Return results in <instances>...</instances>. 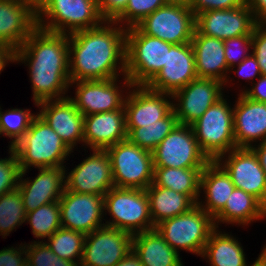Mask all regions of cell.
I'll use <instances>...</instances> for the list:
<instances>
[{
    "mask_svg": "<svg viewBox=\"0 0 266 266\" xmlns=\"http://www.w3.org/2000/svg\"><path fill=\"white\" fill-rule=\"evenodd\" d=\"M70 81L126 76V28L115 21L68 35Z\"/></svg>",
    "mask_w": 266,
    "mask_h": 266,
    "instance_id": "obj_1",
    "label": "cell"
},
{
    "mask_svg": "<svg viewBox=\"0 0 266 266\" xmlns=\"http://www.w3.org/2000/svg\"><path fill=\"white\" fill-rule=\"evenodd\" d=\"M68 54V34L49 32L39 27L14 51V63L28 66L36 107L39 102L69 96L66 95L71 90Z\"/></svg>",
    "mask_w": 266,
    "mask_h": 266,
    "instance_id": "obj_2",
    "label": "cell"
},
{
    "mask_svg": "<svg viewBox=\"0 0 266 266\" xmlns=\"http://www.w3.org/2000/svg\"><path fill=\"white\" fill-rule=\"evenodd\" d=\"M12 149L18 158L21 172H28L31 167H65V160H69L68 157L73 153L38 114Z\"/></svg>",
    "mask_w": 266,
    "mask_h": 266,
    "instance_id": "obj_3",
    "label": "cell"
},
{
    "mask_svg": "<svg viewBox=\"0 0 266 266\" xmlns=\"http://www.w3.org/2000/svg\"><path fill=\"white\" fill-rule=\"evenodd\" d=\"M104 21L97 0H44L37 8V27L54 33L69 35Z\"/></svg>",
    "mask_w": 266,
    "mask_h": 266,
    "instance_id": "obj_4",
    "label": "cell"
},
{
    "mask_svg": "<svg viewBox=\"0 0 266 266\" xmlns=\"http://www.w3.org/2000/svg\"><path fill=\"white\" fill-rule=\"evenodd\" d=\"M172 45L144 34L137 26L126 28V76L131 84L146 86L166 64Z\"/></svg>",
    "mask_w": 266,
    "mask_h": 266,
    "instance_id": "obj_5",
    "label": "cell"
},
{
    "mask_svg": "<svg viewBox=\"0 0 266 266\" xmlns=\"http://www.w3.org/2000/svg\"><path fill=\"white\" fill-rule=\"evenodd\" d=\"M105 215H110L104 220L105 226L133 235L155 228L146 190L112 187L104 195Z\"/></svg>",
    "mask_w": 266,
    "mask_h": 266,
    "instance_id": "obj_6",
    "label": "cell"
},
{
    "mask_svg": "<svg viewBox=\"0 0 266 266\" xmlns=\"http://www.w3.org/2000/svg\"><path fill=\"white\" fill-rule=\"evenodd\" d=\"M155 228L179 254L184 250L201 257L216 226L214 218L196 204L188 212L161 221Z\"/></svg>",
    "mask_w": 266,
    "mask_h": 266,
    "instance_id": "obj_7",
    "label": "cell"
},
{
    "mask_svg": "<svg viewBox=\"0 0 266 266\" xmlns=\"http://www.w3.org/2000/svg\"><path fill=\"white\" fill-rule=\"evenodd\" d=\"M223 96L191 124L201 150L211 161L236 148L233 105Z\"/></svg>",
    "mask_w": 266,
    "mask_h": 266,
    "instance_id": "obj_8",
    "label": "cell"
},
{
    "mask_svg": "<svg viewBox=\"0 0 266 266\" xmlns=\"http://www.w3.org/2000/svg\"><path fill=\"white\" fill-rule=\"evenodd\" d=\"M112 167L114 186L146 190L153 182L152 152L128 139L106 149Z\"/></svg>",
    "mask_w": 266,
    "mask_h": 266,
    "instance_id": "obj_9",
    "label": "cell"
},
{
    "mask_svg": "<svg viewBox=\"0 0 266 266\" xmlns=\"http://www.w3.org/2000/svg\"><path fill=\"white\" fill-rule=\"evenodd\" d=\"M120 78L122 80H119ZM117 82L119 83L117 84ZM132 86L127 76L105 80L74 81L70 82V88L74 87L75 96L72 97L70 95L69 98L84 116L110 112L117 109H124L125 99L128 94L127 91Z\"/></svg>",
    "mask_w": 266,
    "mask_h": 266,
    "instance_id": "obj_10",
    "label": "cell"
},
{
    "mask_svg": "<svg viewBox=\"0 0 266 266\" xmlns=\"http://www.w3.org/2000/svg\"><path fill=\"white\" fill-rule=\"evenodd\" d=\"M154 167L205 168L211 161L201 150L191 125L178 124L152 151Z\"/></svg>",
    "mask_w": 266,
    "mask_h": 266,
    "instance_id": "obj_11",
    "label": "cell"
},
{
    "mask_svg": "<svg viewBox=\"0 0 266 266\" xmlns=\"http://www.w3.org/2000/svg\"><path fill=\"white\" fill-rule=\"evenodd\" d=\"M144 34L171 44L190 43L195 14L189 6L166 3L136 25Z\"/></svg>",
    "mask_w": 266,
    "mask_h": 266,
    "instance_id": "obj_12",
    "label": "cell"
},
{
    "mask_svg": "<svg viewBox=\"0 0 266 266\" xmlns=\"http://www.w3.org/2000/svg\"><path fill=\"white\" fill-rule=\"evenodd\" d=\"M133 234L103 226L86 234L79 266H115L131 250Z\"/></svg>",
    "mask_w": 266,
    "mask_h": 266,
    "instance_id": "obj_13",
    "label": "cell"
},
{
    "mask_svg": "<svg viewBox=\"0 0 266 266\" xmlns=\"http://www.w3.org/2000/svg\"><path fill=\"white\" fill-rule=\"evenodd\" d=\"M230 176L235 188L256 197L266 207V173L251 148H235L215 160Z\"/></svg>",
    "mask_w": 266,
    "mask_h": 266,
    "instance_id": "obj_14",
    "label": "cell"
},
{
    "mask_svg": "<svg viewBox=\"0 0 266 266\" xmlns=\"http://www.w3.org/2000/svg\"><path fill=\"white\" fill-rule=\"evenodd\" d=\"M224 93V83L211 78H196L172 94L173 110L182 125H191Z\"/></svg>",
    "mask_w": 266,
    "mask_h": 266,
    "instance_id": "obj_15",
    "label": "cell"
},
{
    "mask_svg": "<svg viewBox=\"0 0 266 266\" xmlns=\"http://www.w3.org/2000/svg\"><path fill=\"white\" fill-rule=\"evenodd\" d=\"M70 172H65L66 190L104 196L114 187L111 160L106 150L92 149Z\"/></svg>",
    "mask_w": 266,
    "mask_h": 266,
    "instance_id": "obj_16",
    "label": "cell"
},
{
    "mask_svg": "<svg viewBox=\"0 0 266 266\" xmlns=\"http://www.w3.org/2000/svg\"><path fill=\"white\" fill-rule=\"evenodd\" d=\"M61 226L89 234L105 226L104 196L65 189L59 200Z\"/></svg>",
    "mask_w": 266,
    "mask_h": 266,
    "instance_id": "obj_17",
    "label": "cell"
},
{
    "mask_svg": "<svg viewBox=\"0 0 266 266\" xmlns=\"http://www.w3.org/2000/svg\"><path fill=\"white\" fill-rule=\"evenodd\" d=\"M257 24L246 3L232 9L204 11L195 16V29L200 34L222 40L252 35Z\"/></svg>",
    "mask_w": 266,
    "mask_h": 266,
    "instance_id": "obj_18",
    "label": "cell"
},
{
    "mask_svg": "<svg viewBox=\"0 0 266 266\" xmlns=\"http://www.w3.org/2000/svg\"><path fill=\"white\" fill-rule=\"evenodd\" d=\"M172 110V94L133 85L124 103L126 127H146L165 118Z\"/></svg>",
    "mask_w": 266,
    "mask_h": 266,
    "instance_id": "obj_19",
    "label": "cell"
},
{
    "mask_svg": "<svg viewBox=\"0 0 266 266\" xmlns=\"http://www.w3.org/2000/svg\"><path fill=\"white\" fill-rule=\"evenodd\" d=\"M37 108H39L37 114L59 135L72 152L78 144L84 147V115L69 96L39 102Z\"/></svg>",
    "mask_w": 266,
    "mask_h": 266,
    "instance_id": "obj_20",
    "label": "cell"
},
{
    "mask_svg": "<svg viewBox=\"0 0 266 266\" xmlns=\"http://www.w3.org/2000/svg\"><path fill=\"white\" fill-rule=\"evenodd\" d=\"M196 78L198 76L191 42L173 44L167 50L166 64L146 87L156 92L173 94Z\"/></svg>",
    "mask_w": 266,
    "mask_h": 266,
    "instance_id": "obj_21",
    "label": "cell"
},
{
    "mask_svg": "<svg viewBox=\"0 0 266 266\" xmlns=\"http://www.w3.org/2000/svg\"><path fill=\"white\" fill-rule=\"evenodd\" d=\"M66 167V168H65ZM65 167L37 168V176L26 177L27 171L21 172L17 189L19 190L25 212H31L38 207L59 201L66 189Z\"/></svg>",
    "mask_w": 266,
    "mask_h": 266,
    "instance_id": "obj_22",
    "label": "cell"
},
{
    "mask_svg": "<svg viewBox=\"0 0 266 266\" xmlns=\"http://www.w3.org/2000/svg\"><path fill=\"white\" fill-rule=\"evenodd\" d=\"M237 97L233 104L236 148H251L266 140V103L251 100L243 93Z\"/></svg>",
    "mask_w": 266,
    "mask_h": 266,
    "instance_id": "obj_23",
    "label": "cell"
},
{
    "mask_svg": "<svg viewBox=\"0 0 266 266\" xmlns=\"http://www.w3.org/2000/svg\"><path fill=\"white\" fill-rule=\"evenodd\" d=\"M37 28V10L21 0H0V39L13 51Z\"/></svg>",
    "mask_w": 266,
    "mask_h": 266,
    "instance_id": "obj_24",
    "label": "cell"
},
{
    "mask_svg": "<svg viewBox=\"0 0 266 266\" xmlns=\"http://www.w3.org/2000/svg\"><path fill=\"white\" fill-rule=\"evenodd\" d=\"M84 148L106 150L127 139L124 109L84 116Z\"/></svg>",
    "mask_w": 266,
    "mask_h": 266,
    "instance_id": "obj_25",
    "label": "cell"
},
{
    "mask_svg": "<svg viewBox=\"0 0 266 266\" xmlns=\"http://www.w3.org/2000/svg\"><path fill=\"white\" fill-rule=\"evenodd\" d=\"M198 78L217 79L224 83L228 76L224 40L200 34L196 29L191 40Z\"/></svg>",
    "mask_w": 266,
    "mask_h": 266,
    "instance_id": "obj_26",
    "label": "cell"
},
{
    "mask_svg": "<svg viewBox=\"0 0 266 266\" xmlns=\"http://www.w3.org/2000/svg\"><path fill=\"white\" fill-rule=\"evenodd\" d=\"M234 188L226 171L216 161H210L201 172L197 204L214 218L225 207Z\"/></svg>",
    "mask_w": 266,
    "mask_h": 266,
    "instance_id": "obj_27",
    "label": "cell"
},
{
    "mask_svg": "<svg viewBox=\"0 0 266 266\" xmlns=\"http://www.w3.org/2000/svg\"><path fill=\"white\" fill-rule=\"evenodd\" d=\"M266 219V207L253 195L234 188L225 207L214 217L216 228L220 224L247 227Z\"/></svg>",
    "mask_w": 266,
    "mask_h": 266,
    "instance_id": "obj_28",
    "label": "cell"
},
{
    "mask_svg": "<svg viewBox=\"0 0 266 266\" xmlns=\"http://www.w3.org/2000/svg\"><path fill=\"white\" fill-rule=\"evenodd\" d=\"M132 250L143 266H184L182 257L164 240L156 228L133 236Z\"/></svg>",
    "mask_w": 266,
    "mask_h": 266,
    "instance_id": "obj_29",
    "label": "cell"
},
{
    "mask_svg": "<svg viewBox=\"0 0 266 266\" xmlns=\"http://www.w3.org/2000/svg\"><path fill=\"white\" fill-rule=\"evenodd\" d=\"M216 228L205 244L201 258L210 266H250L237 237Z\"/></svg>",
    "mask_w": 266,
    "mask_h": 266,
    "instance_id": "obj_30",
    "label": "cell"
},
{
    "mask_svg": "<svg viewBox=\"0 0 266 266\" xmlns=\"http://www.w3.org/2000/svg\"><path fill=\"white\" fill-rule=\"evenodd\" d=\"M146 193L154 226L165 219L188 212L196 205L188 195L175 192L170 188L151 184L146 189Z\"/></svg>",
    "mask_w": 266,
    "mask_h": 266,
    "instance_id": "obj_31",
    "label": "cell"
},
{
    "mask_svg": "<svg viewBox=\"0 0 266 266\" xmlns=\"http://www.w3.org/2000/svg\"><path fill=\"white\" fill-rule=\"evenodd\" d=\"M203 169L154 167L152 184L188 195L197 204L200 198V176Z\"/></svg>",
    "mask_w": 266,
    "mask_h": 266,
    "instance_id": "obj_32",
    "label": "cell"
},
{
    "mask_svg": "<svg viewBox=\"0 0 266 266\" xmlns=\"http://www.w3.org/2000/svg\"><path fill=\"white\" fill-rule=\"evenodd\" d=\"M174 110L165 118L146 127H126L127 139L148 151H153L158 144L178 125Z\"/></svg>",
    "mask_w": 266,
    "mask_h": 266,
    "instance_id": "obj_33",
    "label": "cell"
},
{
    "mask_svg": "<svg viewBox=\"0 0 266 266\" xmlns=\"http://www.w3.org/2000/svg\"><path fill=\"white\" fill-rule=\"evenodd\" d=\"M84 239V233L61 227L45 242L59 258L72 261L79 266L83 256Z\"/></svg>",
    "mask_w": 266,
    "mask_h": 266,
    "instance_id": "obj_34",
    "label": "cell"
},
{
    "mask_svg": "<svg viewBox=\"0 0 266 266\" xmlns=\"http://www.w3.org/2000/svg\"><path fill=\"white\" fill-rule=\"evenodd\" d=\"M32 229V235L41 241H45L55 231L61 228L59 201L48 203L36 210L26 213V220Z\"/></svg>",
    "mask_w": 266,
    "mask_h": 266,
    "instance_id": "obj_35",
    "label": "cell"
},
{
    "mask_svg": "<svg viewBox=\"0 0 266 266\" xmlns=\"http://www.w3.org/2000/svg\"><path fill=\"white\" fill-rule=\"evenodd\" d=\"M26 212L22 196L16 188L0 196V236L6 238L16 231L23 223L25 224ZM19 226V227H18Z\"/></svg>",
    "mask_w": 266,
    "mask_h": 266,
    "instance_id": "obj_36",
    "label": "cell"
},
{
    "mask_svg": "<svg viewBox=\"0 0 266 266\" xmlns=\"http://www.w3.org/2000/svg\"><path fill=\"white\" fill-rule=\"evenodd\" d=\"M36 115L27 108L2 111L0 107V136L10 138L9 147L12 148L23 137Z\"/></svg>",
    "mask_w": 266,
    "mask_h": 266,
    "instance_id": "obj_37",
    "label": "cell"
},
{
    "mask_svg": "<svg viewBox=\"0 0 266 266\" xmlns=\"http://www.w3.org/2000/svg\"><path fill=\"white\" fill-rule=\"evenodd\" d=\"M166 0H129L125 11L115 20L122 27L136 26L146 16L166 4Z\"/></svg>",
    "mask_w": 266,
    "mask_h": 266,
    "instance_id": "obj_38",
    "label": "cell"
},
{
    "mask_svg": "<svg viewBox=\"0 0 266 266\" xmlns=\"http://www.w3.org/2000/svg\"><path fill=\"white\" fill-rule=\"evenodd\" d=\"M26 263L29 266H77L74 262L59 258L44 241L26 243Z\"/></svg>",
    "mask_w": 266,
    "mask_h": 266,
    "instance_id": "obj_39",
    "label": "cell"
},
{
    "mask_svg": "<svg viewBox=\"0 0 266 266\" xmlns=\"http://www.w3.org/2000/svg\"><path fill=\"white\" fill-rule=\"evenodd\" d=\"M9 157L0 158V196L18 187L20 167L13 149H8Z\"/></svg>",
    "mask_w": 266,
    "mask_h": 266,
    "instance_id": "obj_40",
    "label": "cell"
},
{
    "mask_svg": "<svg viewBox=\"0 0 266 266\" xmlns=\"http://www.w3.org/2000/svg\"><path fill=\"white\" fill-rule=\"evenodd\" d=\"M251 53L252 35H242L224 40V54L229 69L240 64Z\"/></svg>",
    "mask_w": 266,
    "mask_h": 266,
    "instance_id": "obj_41",
    "label": "cell"
},
{
    "mask_svg": "<svg viewBox=\"0 0 266 266\" xmlns=\"http://www.w3.org/2000/svg\"><path fill=\"white\" fill-rule=\"evenodd\" d=\"M233 72L234 74H237V76L239 75L238 77H240V80L242 79H245V81L247 80V82L249 83L247 85H250L251 83L254 82V80H256L258 77L262 75L259 68V64L257 63L252 53L248 57H246L240 64L233 66L229 69L228 71L229 76H227L226 80L224 81V89L227 88L228 86L231 87V84L232 85L234 84L232 83L233 80L230 77L231 76L230 74H233ZM228 83L231 84L229 85Z\"/></svg>",
    "mask_w": 266,
    "mask_h": 266,
    "instance_id": "obj_42",
    "label": "cell"
},
{
    "mask_svg": "<svg viewBox=\"0 0 266 266\" xmlns=\"http://www.w3.org/2000/svg\"><path fill=\"white\" fill-rule=\"evenodd\" d=\"M252 54L262 75H266V23H258L253 29Z\"/></svg>",
    "mask_w": 266,
    "mask_h": 266,
    "instance_id": "obj_43",
    "label": "cell"
},
{
    "mask_svg": "<svg viewBox=\"0 0 266 266\" xmlns=\"http://www.w3.org/2000/svg\"><path fill=\"white\" fill-rule=\"evenodd\" d=\"M246 0H193L190 8L195 16L208 10L232 9L242 6Z\"/></svg>",
    "mask_w": 266,
    "mask_h": 266,
    "instance_id": "obj_44",
    "label": "cell"
},
{
    "mask_svg": "<svg viewBox=\"0 0 266 266\" xmlns=\"http://www.w3.org/2000/svg\"><path fill=\"white\" fill-rule=\"evenodd\" d=\"M26 263V242L17 247H4L0 250V266H23Z\"/></svg>",
    "mask_w": 266,
    "mask_h": 266,
    "instance_id": "obj_45",
    "label": "cell"
},
{
    "mask_svg": "<svg viewBox=\"0 0 266 266\" xmlns=\"http://www.w3.org/2000/svg\"><path fill=\"white\" fill-rule=\"evenodd\" d=\"M129 0H97L101 16L105 21H115L124 11Z\"/></svg>",
    "mask_w": 266,
    "mask_h": 266,
    "instance_id": "obj_46",
    "label": "cell"
},
{
    "mask_svg": "<svg viewBox=\"0 0 266 266\" xmlns=\"http://www.w3.org/2000/svg\"><path fill=\"white\" fill-rule=\"evenodd\" d=\"M251 86L246 88L243 86L240 93H243L251 100L266 103V75L258 77Z\"/></svg>",
    "mask_w": 266,
    "mask_h": 266,
    "instance_id": "obj_47",
    "label": "cell"
},
{
    "mask_svg": "<svg viewBox=\"0 0 266 266\" xmlns=\"http://www.w3.org/2000/svg\"><path fill=\"white\" fill-rule=\"evenodd\" d=\"M258 23H266V0H246Z\"/></svg>",
    "mask_w": 266,
    "mask_h": 266,
    "instance_id": "obj_48",
    "label": "cell"
},
{
    "mask_svg": "<svg viewBox=\"0 0 266 266\" xmlns=\"http://www.w3.org/2000/svg\"><path fill=\"white\" fill-rule=\"evenodd\" d=\"M251 149L257 155L259 163L266 173V140L253 145Z\"/></svg>",
    "mask_w": 266,
    "mask_h": 266,
    "instance_id": "obj_49",
    "label": "cell"
},
{
    "mask_svg": "<svg viewBox=\"0 0 266 266\" xmlns=\"http://www.w3.org/2000/svg\"><path fill=\"white\" fill-rule=\"evenodd\" d=\"M14 63V51L12 49H0V74L8 66Z\"/></svg>",
    "mask_w": 266,
    "mask_h": 266,
    "instance_id": "obj_50",
    "label": "cell"
},
{
    "mask_svg": "<svg viewBox=\"0 0 266 266\" xmlns=\"http://www.w3.org/2000/svg\"><path fill=\"white\" fill-rule=\"evenodd\" d=\"M115 266H143L138 256L131 250L122 260Z\"/></svg>",
    "mask_w": 266,
    "mask_h": 266,
    "instance_id": "obj_51",
    "label": "cell"
},
{
    "mask_svg": "<svg viewBox=\"0 0 266 266\" xmlns=\"http://www.w3.org/2000/svg\"><path fill=\"white\" fill-rule=\"evenodd\" d=\"M262 248L259 256L253 263L251 262L250 266H266V244Z\"/></svg>",
    "mask_w": 266,
    "mask_h": 266,
    "instance_id": "obj_52",
    "label": "cell"
},
{
    "mask_svg": "<svg viewBox=\"0 0 266 266\" xmlns=\"http://www.w3.org/2000/svg\"><path fill=\"white\" fill-rule=\"evenodd\" d=\"M193 0H166L167 3H172V4H181V5H185V6H189L191 5Z\"/></svg>",
    "mask_w": 266,
    "mask_h": 266,
    "instance_id": "obj_53",
    "label": "cell"
},
{
    "mask_svg": "<svg viewBox=\"0 0 266 266\" xmlns=\"http://www.w3.org/2000/svg\"><path fill=\"white\" fill-rule=\"evenodd\" d=\"M30 3L36 10L43 3L44 0H21Z\"/></svg>",
    "mask_w": 266,
    "mask_h": 266,
    "instance_id": "obj_54",
    "label": "cell"
},
{
    "mask_svg": "<svg viewBox=\"0 0 266 266\" xmlns=\"http://www.w3.org/2000/svg\"><path fill=\"white\" fill-rule=\"evenodd\" d=\"M0 49H11L9 46H7L1 39H0Z\"/></svg>",
    "mask_w": 266,
    "mask_h": 266,
    "instance_id": "obj_55",
    "label": "cell"
}]
</instances>
